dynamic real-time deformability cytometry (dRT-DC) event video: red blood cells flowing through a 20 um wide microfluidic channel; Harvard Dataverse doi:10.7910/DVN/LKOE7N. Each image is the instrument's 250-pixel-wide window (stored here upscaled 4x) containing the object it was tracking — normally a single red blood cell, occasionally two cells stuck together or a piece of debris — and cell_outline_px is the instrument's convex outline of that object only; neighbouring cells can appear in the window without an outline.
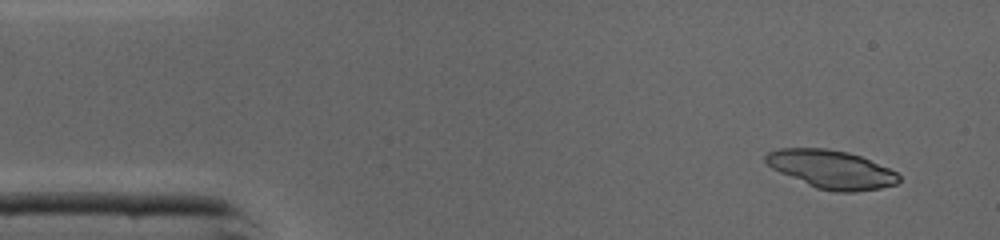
{"species": "common noctule bat (a hibernating species)", "species_latin": "Nyctalus noctula", "temperature_condition": "cold", "stored_images_in_passage": 46, "camera_frame_rate_fps": 3000, "um_per_image_px": 0.085, "animal": {"sex": "male", "body_mass_g": 19.0, "forearm_length_mm": 50.8}, "frame": {"image": 1, "passage_image": 3, "time_ms": 0.667, "image_size_px": [1000, 240], "cell_outline_px": [[900, 180], [896, 184], [880, 188], [856, 192], [836, 192], [816, 188], [780, 172], [772, 168], [764, 160], [764, 156], [768, 152], [780, 148], [824, 148], [848, 152], [860, 156], [888, 168], [896, 172], [900, 176]], "centroid_in_image_um": [70.66, 14.39], "position_along_channel_um": 14.3, "area_um2": 29.54}}